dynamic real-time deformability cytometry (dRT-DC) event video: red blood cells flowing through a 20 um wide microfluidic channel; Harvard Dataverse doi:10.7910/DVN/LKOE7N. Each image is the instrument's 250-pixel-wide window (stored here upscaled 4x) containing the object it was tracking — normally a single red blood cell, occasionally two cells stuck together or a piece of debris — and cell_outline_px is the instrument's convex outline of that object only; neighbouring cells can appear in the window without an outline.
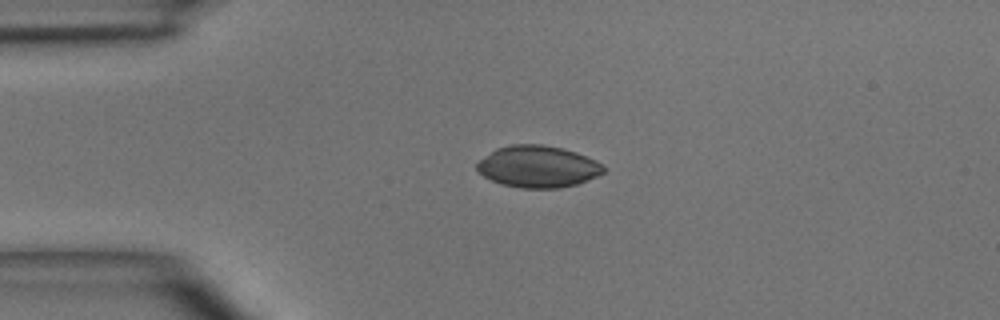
{"species": "common noctule bat (a hibernating species)", "species_latin": "Nyctalus noctula", "temperature_condition": "room temperature", "stored_images_in_passage": 5, "camera_frame_rate_fps": 3000, "um_per_image_px": 0.085, "animal": {"sex": "male", "body_mass_g": 15.6}, "frame": {"image": 1, "passage_image": 4, "time_ms": 3.333, "image_size_px": [1000, 320], "cell_outline_px": [[604, 172], [596, 176], [576, 184], [560, 188], [520, 188], [500, 184], [484, 176], [476, 168], [476, 164], [480, 160], [496, 148], [512, 144], [540, 144], [560, 148], [576, 152], [596, 160], [604, 168]], "centroid_in_image_um": [45.7, 14.16], "position_along_channel_um": 39.3, "area_um2": 30.58}}